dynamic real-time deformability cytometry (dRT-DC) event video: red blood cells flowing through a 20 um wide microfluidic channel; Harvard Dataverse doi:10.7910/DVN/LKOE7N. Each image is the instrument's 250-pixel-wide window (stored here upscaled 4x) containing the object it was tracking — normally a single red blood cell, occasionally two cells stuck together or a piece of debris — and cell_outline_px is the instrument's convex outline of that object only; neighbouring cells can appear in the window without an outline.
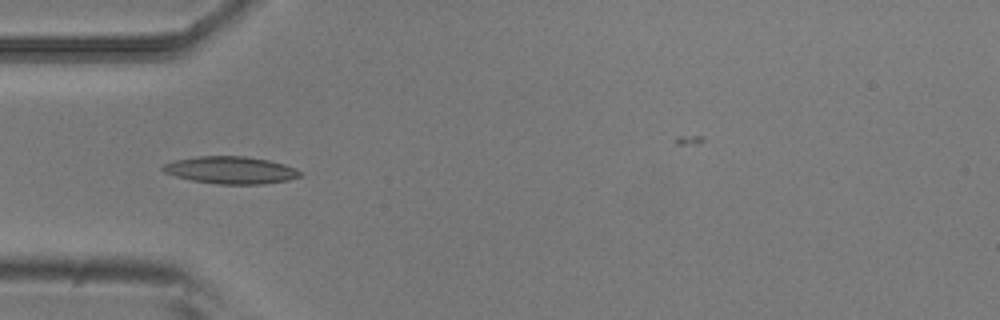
{"species": "common noctule bat (a hibernating species)", "species_latin": "Nyctalus noctula", "temperature_condition": "room temperature", "stored_images_in_passage": 6, "camera_frame_rate_fps": 3000, "um_per_image_px": 0.085, "animal": {"sex": "male", "body_mass_g": 20.5, "forearm_length_mm": 52.5}, "frame": {"image": 1, "passage_image": 5, "time_ms": 1.333, "image_size_px": [1000, 320], "cell_outline_px": [[304, 176], [288, 180], [264, 184], [216, 184], [192, 180], [176, 176], [164, 172], [160, 168], [164, 164], [176, 160], [196, 156], [244, 156], [268, 160], [284, 164], [296, 168], [304, 172]], "centroid_in_image_um": [19.67, 14.46], "position_along_channel_um": 65.3, "area_um2": 21.96}}
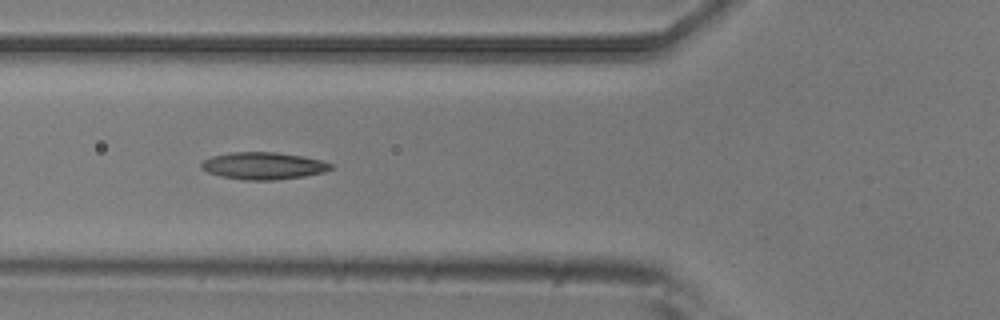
{"frame": {"image": 2, "passage_image": 6, "time_ms": 1.667, "image_size_px": [1000, 320], "cell_outline_px": [[332, 168], [324, 172], [304, 176], [272, 180], [244, 180], [220, 176], [208, 172], [200, 168], [200, 164], [204, 160], [212, 156], [232, 152], [276, 152], [304, 156], [320, 160], [332, 164]], "centroid_in_image_um": [22.37, 14.09], "position_along_channel_um": 103.4, "area_um2": 20.46}}